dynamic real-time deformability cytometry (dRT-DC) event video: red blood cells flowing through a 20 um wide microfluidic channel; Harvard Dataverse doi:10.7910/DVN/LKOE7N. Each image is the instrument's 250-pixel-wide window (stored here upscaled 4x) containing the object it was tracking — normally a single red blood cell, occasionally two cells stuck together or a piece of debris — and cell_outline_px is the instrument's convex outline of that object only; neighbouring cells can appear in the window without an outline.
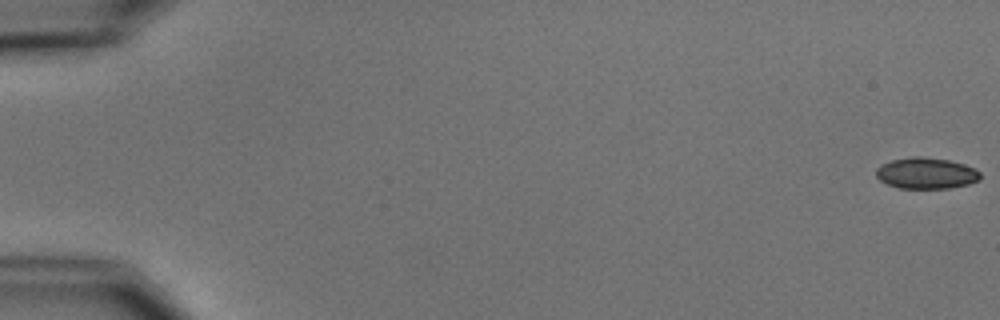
{"species": "common noctule bat (a hibernating species)", "species_latin": "Nyctalus noctula", "temperature_condition": "cold", "stored_images_in_passage": 5, "camera_frame_rate_fps": 3000, "um_per_image_px": 0.085, "animal": {"sex": "male", "body_mass_g": 15.6}, "frame": {"image": 1, "passage_image": 1, "time_ms": 0.0, "image_size_px": [1000, 320], "cell_outline_px": [[980, 180], [968, 184], [948, 188], [900, 188], [888, 184], [880, 180], [876, 176], [876, 168], [880, 164], [892, 160], [912, 156], [920, 156], [948, 160], [964, 164], [976, 168], [980, 172]], "centroid_in_image_um": [78.73, 14.71], "position_along_channel_um": 6.3, "area_um2": 18.96}}